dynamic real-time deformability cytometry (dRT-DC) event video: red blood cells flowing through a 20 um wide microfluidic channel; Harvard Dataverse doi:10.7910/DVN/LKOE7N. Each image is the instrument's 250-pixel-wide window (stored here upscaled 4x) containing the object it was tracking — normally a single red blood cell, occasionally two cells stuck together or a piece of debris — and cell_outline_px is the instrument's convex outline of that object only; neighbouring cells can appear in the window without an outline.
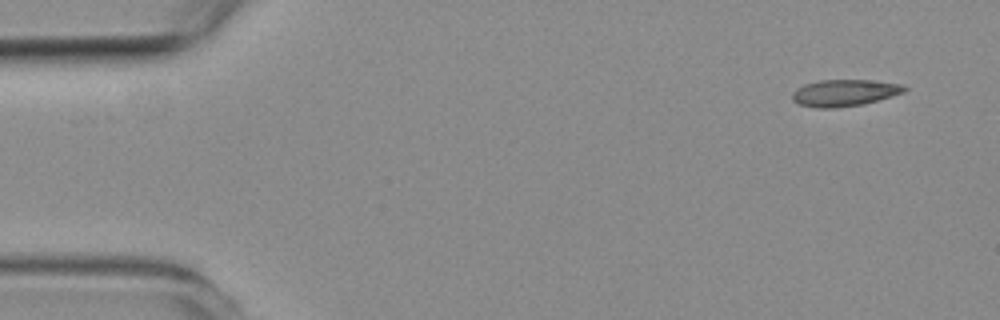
{"species": "common noctule bat (a hibernating species)", "species_latin": "Nyctalus noctula", "temperature_condition": "room temperature", "stored_images_in_passage": 5, "camera_frame_rate_fps": 3000, "um_per_image_px": 0.085, "animal": {"sex": "female", "body_mass_g": 19.3, "forearm_length_mm": 54.1}, "frame": {"image": 1, "passage_image": 1, "time_ms": 0.0, "image_size_px": [1000, 320], "cell_outline_px": [[908, 88], [904, 92], [892, 96], [864, 104], [836, 108], [816, 108], [800, 104], [792, 100], [792, 92], [796, 88], [804, 84], [820, 80], [876, 80], [904, 84]], "centroid_in_image_um": [71.8, 7.88], "position_along_channel_um": 13.2, "area_um2": 17.69}}
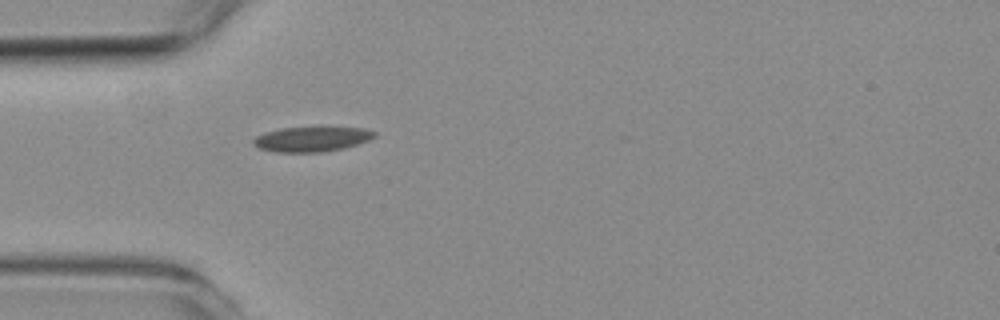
{"frame": {"image": 2, "passage_image": 5, "time_ms": 4.333, "image_size_px": [1000, 320], "cell_outline_px": [[376, 136], [368, 140], [344, 148], [324, 152], [276, 152], [260, 148], [252, 144], [252, 140], [256, 136], [280, 128], [364, 128], [376, 132]], "centroid_in_image_um": [26.49, 11.84], "position_along_channel_um": 58.5, "area_um2": 17.28}}